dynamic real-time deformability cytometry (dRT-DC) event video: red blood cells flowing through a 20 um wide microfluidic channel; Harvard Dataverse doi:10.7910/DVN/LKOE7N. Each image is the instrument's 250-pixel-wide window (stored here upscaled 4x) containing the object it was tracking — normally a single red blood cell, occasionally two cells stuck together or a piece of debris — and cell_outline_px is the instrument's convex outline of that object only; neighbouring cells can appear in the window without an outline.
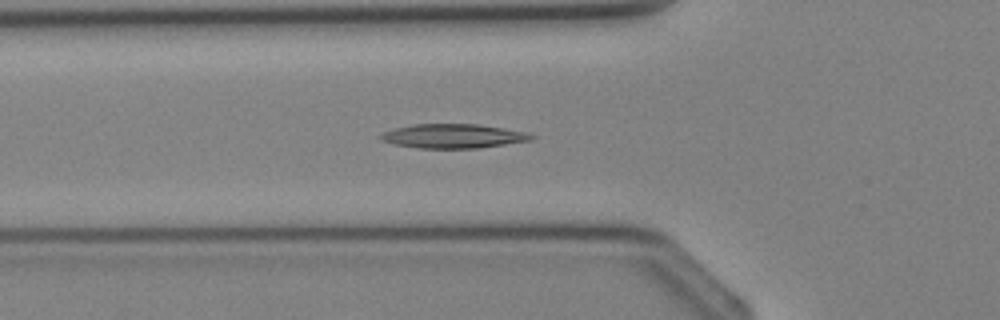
{"species": "Egyptian fruit bat (a non-hibernating species)", "species_latin": "Rousettus aegyptiacus", "temperature_condition": "cold", "stored_images_in_passage": 36, "camera_frame_rate_fps": 3000, "um_per_image_px": 0.085, "animal": {"sex": "female"}, "frame": {"image": 1, "passage_image": 12, "time_ms": 3.667, "image_size_px": [1000, 320], "cell_outline_px": [[536, 136], [532, 140], [476, 148], [420, 148], [396, 144], [380, 140], [376, 136], [384, 132], [396, 128], [412, 124], [476, 124], [504, 128], [524, 132]], "centroid_in_image_um": [38.49, 11.56], "position_along_channel_um": 87.3, "area_um2": 21.04}}
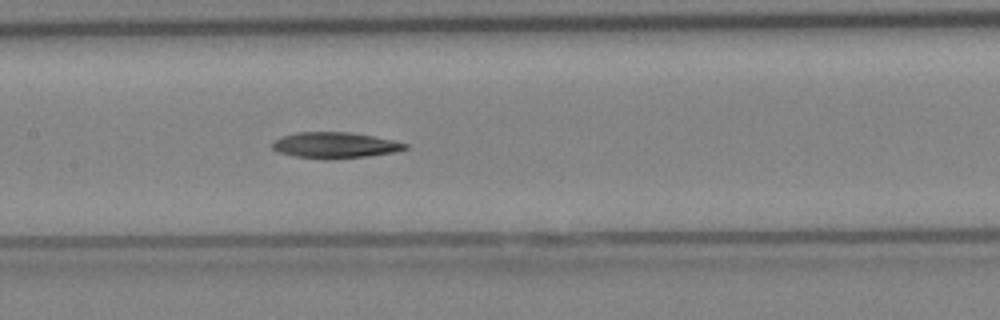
{"frame": {"image": 2, "passage_image": 17, "time_ms": 5.333, "image_size_px": [1000, 320], "cell_outline_px": [[408, 148], [396, 152], [364, 156], [328, 160], [324, 160], [296, 156], [280, 152], [272, 148], [272, 140], [296, 132], [352, 132], [396, 140], [408, 144]], "centroid_in_image_um": [28.5, 12.34], "position_along_channel_um": 178.9, "area_um2": 20.23}}
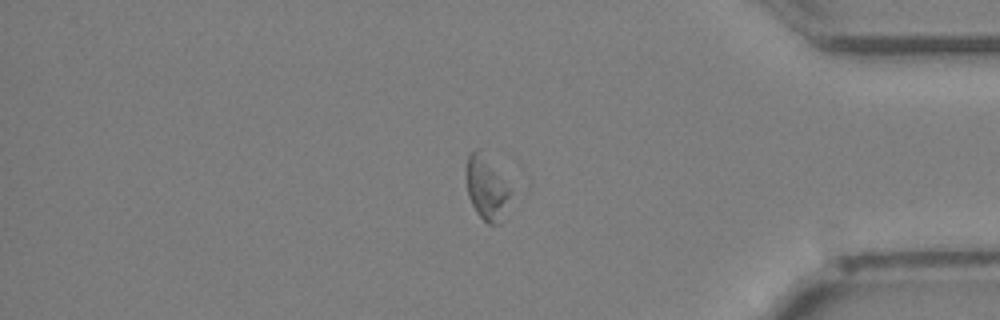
{"frame": {"image": 3, "passage_image": 30, "time_ms": 9.667, "image_size_px": [1000, 320], "cell_outline_px": [[512, 192], [500, 224], [488, 224], [476, 212], [468, 196], [464, 172], [468, 156], [476, 148], [480, 148]], "centroid_in_image_um": [41.31, 15.98], "position_along_channel_um": 393.9, "area_um2": 16.36}}